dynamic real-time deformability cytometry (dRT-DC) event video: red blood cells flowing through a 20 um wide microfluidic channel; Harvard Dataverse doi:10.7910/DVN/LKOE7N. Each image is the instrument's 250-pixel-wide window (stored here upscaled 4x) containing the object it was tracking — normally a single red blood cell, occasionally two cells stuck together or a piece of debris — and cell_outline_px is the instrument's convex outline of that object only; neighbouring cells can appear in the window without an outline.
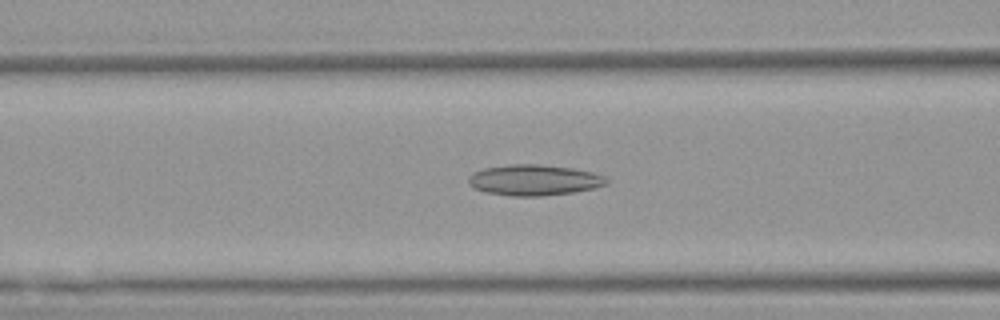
{"species": "Egyptian fruit bat (a non-hibernating species)", "species_latin": "Rousettus aegyptiacus", "temperature_condition": "warm", "stored_images_in_passage": 50, "camera_frame_rate_fps": 3000, "um_per_image_px": 0.085, "animal": {"sex": "female"}, "frame": {"image": 1, "passage_image": 19, "time_ms": 6.0, "image_size_px": [1000, 320], "cell_outline_px": [[608, 184], [592, 188], [572, 192], [540, 196], [512, 196], [484, 192], [468, 184], [468, 176], [472, 172], [484, 168], [508, 164], [540, 164], [572, 168], [592, 172], [604, 176], [608, 180]], "centroid_in_image_um": [45.36, 15.3], "position_along_channel_um": 121.2, "area_um2": 24.8}}
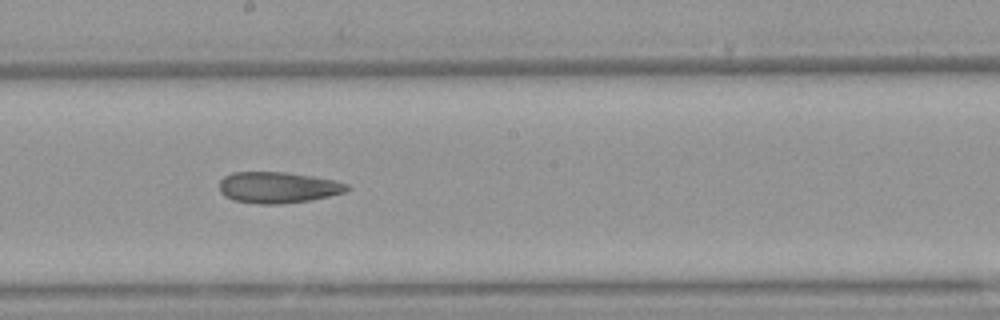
{"frame": {"image": 2, "passage_image": 27, "time_ms": 8.667, "image_size_px": [1000, 320], "cell_outline_px": [[348, 188], [344, 192], [312, 200], [280, 204], [260, 204], [232, 200], [224, 196], [220, 192], [220, 180], [224, 176], [232, 172], [284, 172], [312, 176], [332, 180], [348, 184]], "centroid_in_image_um": [23.57, 15.94], "position_along_channel_um": 224.6, "area_um2": 23.12}}
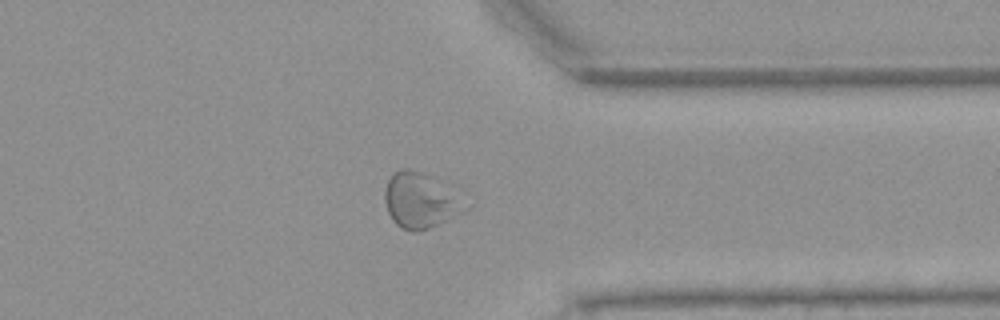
{"frame": {"image": 3, "passage_image": 39, "time_ms": 12.667, "image_size_px": [1000, 320], "cell_outline_px": [[472, 204], [464, 212], [440, 224], [416, 232], [412, 232], [400, 228], [392, 220], [388, 212], [384, 200], [384, 188], [392, 172], [400, 168], [408, 168], [420, 172], [428, 176]], "centroid_in_image_um": [35.72, 17.07], "position_along_channel_um": 375.7, "area_um2": 26.01}, "authors_computed_cell_mechanics": {"area_um2": 27.8596, "velocity_mm_per_s": 3.8904, "shape_relaxation_time_tau1_ms": null, "shape_relaxation_time_tau2_ms": 5.5995, "deformation_change_tau1": null, "deformation_change_tau2": 0.1362}}